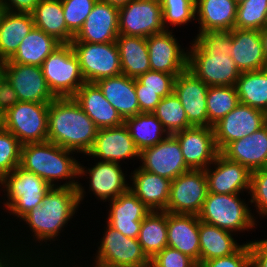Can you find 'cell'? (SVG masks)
Instances as JSON below:
<instances>
[{"label":"cell","mask_w":267,"mask_h":267,"mask_svg":"<svg viewBox=\"0 0 267 267\" xmlns=\"http://www.w3.org/2000/svg\"><path fill=\"white\" fill-rule=\"evenodd\" d=\"M5 78L20 102L50 103L56 97L49 90L41 67L3 62Z\"/></svg>","instance_id":"cell-18"},{"label":"cell","mask_w":267,"mask_h":267,"mask_svg":"<svg viewBox=\"0 0 267 267\" xmlns=\"http://www.w3.org/2000/svg\"><path fill=\"white\" fill-rule=\"evenodd\" d=\"M235 87L240 103L267 112V68L240 73Z\"/></svg>","instance_id":"cell-38"},{"label":"cell","mask_w":267,"mask_h":267,"mask_svg":"<svg viewBox=\"0 0 267 267\" xmlns=\"http://www.w3.org/2000/svg\"><path fill=\"white\" fill-rule=\"evenodd\" d=\"M4 78H5V71L3 67V62L0 61V84Z\"/></svg>","instance_id":"cell-59"},{"label":"cell","mask_w":267,"mask_h":267,"mask_svg":"<svg viewBox=\"0 0 267 267\" xmlns=\"http://www.w3.org/2000/svg\"><path fill=\"white\" fill-rule=\"evenodd\" d=\"M35 27L61 44H70L74 35L67 29L61 0H41L31 12Z\"/></svg>","instance_id":"cell-34"},{"label":"cell","mask_w":267,"mask_h":267,"mask_svg":"<svg viewBox=\"0 0 267 267\" xmlns=\"http://www.w3.org/2000/svg\"><path fill=\"white\" fill-rule=\"evenodd\" d=\"M164 31L160 0H131L119 8V34L147 38Z\"/></svg>","instance_id":"cell-12"},{"label":"cell","mask_w":267,"mask_h":267,"mask_svg":"<svg viewBox=\"0 0 267 267\" xmlns=\"http://www.w3.org/2000/svg\"><path fill=\"white\" fill-rule=\"evenodd\" d=\"M135 92L141 113H152L161 100L157 91L135 90Z\"/></svg>","instance_id":"cell-52"},{"label":"cell","mask_w":267,"mask_h":267,"mask_svg":"<svg viewBox=\"0 0 267 267\" xmlns=\"http://www.w3.org/2000/svg\"><path fill=\"white\" fill-rule=\"evenodd\" d=\"M206 101L208 127H213L240 103L235 86H209Z\"/></svg>","instance_id":"cell-39"},{"label":"cell","mask_w":267,"mask_h":267,"mask_svg":"<svg viewBox=\"0 0 267 267\" xmlns=\"http://www.w3.org/2000/svg\"><path fill=\"white\" fill-rule=\"evenodd\" d=\"M60 45L54 37L34 26L9 61L41 67L44 60Z\"/></svg>","instance_id":"cell-35"},{"label":"cell","mask_w":267,"mask_h":267,"mask_svg":"<svg viewBox=\"0 0 267 267\" xmlns=\"http://www.w3.org/2000/svg\"><path fill=\"white\" fill-rule=\"evenodd\" d=\"M19 102L17 94L9 81L4 78L0 84V116Z\"/></svg>","instance_id":"cell-51"},{"label":"cell","mask_w":267,"mask_h":267,"mask_svg":"<svg viewBox=\"0 0 267 267\" xmlns=\"http://www.w3.org/2000/svg\"><path fill=\"white\" fill-rule=\"evenodd\" d=\"M265 238L246 239L251 255V267H267V235Z\"/></svg>","instance_id":"cell-49"},{"label":"cell","mask_w":267,"mask_h":267,"mask_svg":"<svg viewBox=\"0 0 267 267\" xmlns=\"http://www.w3.org/2000/svg\"><path fill=\"white\" fill-rule=\"evenodd\" d=\"M4 12H5V8H4V6L2 5V2H1V0H0V21H1V18H2V16H3Z\"/></svg>","instance_id":"cell-60"},{"label":"cell","mask_w":267,"mask_h":267,"mask_svg":"<svg viewBox=\"0 0 267 267\" xmlns=\"http://www.w3.org/2000/svg\"><path fill=\"white\" fill-rule=\"evenodd\" d=\"M119 35V8L97 1L71 42H115Z\"/></svg>","instance_id":"cell-23"},{"label":"cell","mask_w":267,"mask_h":267,"mask_svg":"<svg viewBox=\"0 0 267 267\" xmlns=\"http://www.w3.org/2000/svg\"><path fill=\"white\" fill-rule=\"evenodd\" d=\"M96 84L101 89L105 99L124 120L141 113L135 92L134 78L120 74L100 79Z\"/></svg>","instance_id":"cell-30"},{"label":"cell","mask_w":267,"mask_h":267,"mask_svg":"<svg viewBox=\"0 0 267 267\" xmlns=\"http://www.w3.org/2000/svg\"><path fill=\"white\" fill-rule=\"evenodd\" d=\"M224 157L244 165L250 172L267 163V124L258 131L229 143L221 152Z\"/></svg>","instance_id":"cell-27"},{"label":"cell","mask_w":267,"mask_h":267,"mask_svg":"<svg viewBox=\"0 0 267 267\" xmlns=\"http://www.w3.org/2000/svg\"><path fill=\"white\" fill-rule=\"evenodd\" d=\"M160 2L165 30L175 31L176 27L184 30L190 24L196 26L195 0H160Z\"/></svg>","instance_id":"cell-41"},{"label":"cell","mask_w":267,"mask_h":267,"mask_svg":"<svg viewBox=\"0 0 267 267\" xmlns=\"http://www.w3.org/2000/svg\"><path fill=\"white\" fill-rule=\"evenodd\" d=\"M79 155L46 141L21 147L20 166L44 179L51 187H77Z\"/></svg>","instance_id":"cell-5"},{"label":"cell","mask_w":267,"mask_h":267,"mask_svg":"<svg viewBox=\"0 0 267 267\" xmlns=\"http://www.w3.org/2000/svg\"><path fill=\"white\" fill-rule=\"evenodd\" d=\"M115 42L120 56L122 74L136 79L151 70L145 37L119 34Z\"/></svg>","instance_id":"cell-33"},{"label":"cell","mask_w":267,"mask_h":267,"mask_svg":"<svg viewBox=\"0 0 267 267\" xmlns=\"http://www.w3.org/2000/svg\"><path fill=\"white\" fill-rule=\"evenodd\" d=\"M20 141L0 125V180L21 162Z\"/></svg>","instance_id":"cell-44"},{"label":"cell","mask_w":267,"mask_h":267,"mask_svg":"<svg viewBox=\"0 0 267 267\" xmlns=\"http://www.w3.org/2000/svg\"><path fill=\"white\" fill-rule=\"evenodd\" d=\"M98 0H61L67 29L75 36Z\"/></svg>","instance_id":"cell-45"},{"label":"cell","mask_w":267,"mask_h":267,"mask_svg":"<svg viewBox=\"0 0 267 267\" xmlns=\"http://www.w3.org/2000/svg\"><path fill=\"white\" fill-rule=\"evenodd\" d=\"M141 267H154L151 263L145 265V266H141Z\"/></svg>","instance_id":"cell-61"},{"label":"cell","mask_w":267,"mask_h":267,"mask_svg":"<svg viewBox=\"0 0 267 267\" xmlns=\"http://www.w3.org/2000/svg\"><path fill=\"white\" fill-rule=\"evenodd\" d=\"M129 189L151 210L165 211L171 180L145 171L136 165L130 174Z\"/></svg>","instance_id":"cell-26"},{"label":"cell","mask_w":267,"mask_h":267,"mask_svg":"<svg viewBox=\"0 0 267 267\" xmlns=\"http://www.w3.org/2000/svg\"><path fill=\"white\" fill-rule=\"evenodd\" d=\"M239 241L235 233L199 220V266L207 260L232 255L245 243Z\"/></svg>","instance_id":"cell-31"},{"label":"cell","mask_w":267,"mask_h":267,"mask_svg":"<svg viewBox=\"0 0 267 267\" xmlns=\"http://www.w3.org/2000/svg\"><path fill=\"white\" fill-rule=\"evenodd\" d=\"M35 26L31 13L5 11L0 21V61L9 60Z\"/></svg>","instance_id":"cell-32"},{"label":"cell","mask_w":267,"mask_h":267,"mask_svg":"<svg viewBox=\"0 0 267 267\" xmlns=\"http://www.w3.org/2000/svg\"><path fill=\"white\" fill-rule=\"evenodd\" d=\"M236 3H240V2H242V1H244V0H234Z\"/></svg>","instance_id":"cell-62"},{"label":"cell","mask_w":267,"mask_h":267,"mask_svg":"<svg viewBox=\"0 0 267 267\" xmlns=\"http://www.w3.org/2000/svg\"><path fill=\"white\" fill-rule=\"evenodd\" d=\"M21 267H43L42 263H28L25 262Z\"/></svg>","instance_id":"cell-58"},{"label":"cell","mask_w":267,"mask_h":267,"mask_svg":"<svg viewBox=\"0 0 267 267\" xmlns=\"http://www.w3.org/2000/svg\"><path fill=\"white\" fill-rule=\"evenodd\" d=\"M139 164L141 169L171 181L190 170L185 163L180 143L172 134L158 144L143 149Z\"/></svg>","instance_id":"cell-17"},{"label":"cell","mask_w":267,"mask_h":267,"mask_svg":"<svg viewBox=\"0 0 267 267\" xmlns=\"http://www.w3.org/2000/svg\"><path fill=\"white\" fill-rule=\"evenodd\" d=\"M103 230L99 229L98 239H94V244L89 245L95 246V240L97 249L95 253L93 251L88 258L100 264L110 267H141L150 263V259L144 253L138 238H129L123 235L120 231L114 229L106 222L101 224ZM100 238V239H99Z\"/></svg>","instance_id":"cell-8"},{"label":"cell","mask_w":267,"mask_h":267,"mask_svg":"<svg viewBox=\"0 0 267 267\" xmlns=\"http://www.w3.org/2000/svg\"><path fill=\"white\" fill-rule=\"evenodd\" d=\"M194 33L188 41V69L208 86H235L241 72L231 57L232 30Z\"/></svg>","instance_id":"cell-2"},{"label":"cell","mask_w":267,"mask_h":267,"mask_svg":"<svg viewBox=\"0 0 267 267\" xmlns=\"http://www.w3.org/2000/svg\"><path fill=\"white\" fill-rule=\"evenodd\" d=\"M249 196L253 216L263 227L259 221L267 219V171L264 168L251 172Z\"/></svg>","instance_id":"cell-43"},{"label":"cell","mask_w":267,"mask_h":267,"mask_svg":"<svg viewBox=\"0 0 267 267\" xmlns=\"http://www.w3.org/2000/svg\"><path fill=\"white\" fill-rule=\"evenodd\" d=\"M41 69L56 98L73 97L85 83L71 44H61L44 60Z\"/></svg>","instance_id":"cell-9"},{"label":"cell","mask_w":267,"mask_h":267,"mask_svg":"<svg viewBox=\"0 0 267 267\" xmlns=\"http://www.w3.org/2000/svg\"><path fill=\"white\" fill-rule=\"evenodd\" d=\"M237 6L234 0H195L197 33L231 31L235 27ZM199 24V25H198Z\"/></svg>","instance_id":"cell-29"},{"label":"cell","mask_w":267,"mask_h":267,"mask_svg":"<svg viewBox=\"0 0 267 267\" xmlns=\"http://www.w3.org/2000/svg\"><path fill=\"white\" fill-rule=\"evenodd\" d=\"M98 128L73 97L55 98L49 103L47 141L79 156L92 149Z\"/></svg>","instance_id":"cell-3"},{"label":"cell","mask_w":267,"mask_h":267,"mask_svg":"<svg viewBox=\"0 0 267 267\" xmlns=\"http://www.w3.org/2000/svg\"><path fill=\"white\" fill-rule=\"evenodd\" d=\"M70 44L79 60L85 82L96 83L100 79L122 74L116 42Z\"/></svg>","instance_id":"cell-11"},{"label":"cell","mask_w":267,"mask_h":267,"mask_svg":"<svg viewBox=\"0 0 267 267\" xmlns=\"http://www.w3.org/2000/svg\"><path fill=\"white\" fill-rule=\"evenodd\" d=\"M173 135L180 143L189 169L205 170L219 153L213 127H191Z\"/></svg>","instance_id":"cell-22"},{"label":"cell","mask_w":267,"mask_h":267,"mask_svg":"<svg viewBox=\"0 0 267 267\" xmlns=\"http://www.w3.org/2000/svg\"><path fill=\"white\" fill-rule=\"evenodd\" d=\"M24 263L6 237L0 235V267H21Z\"/></svg>","instance_id":"cell-50"},{"label":"cell","mask_w":267,"mask_h":267,"mask_svg":"<svg viewBox=\"0 0 267 267\" xmlns=\"http://www.w3.org/2000/svg\"><path fill=\"white\" fill-rule=\"evenodd\" d=\"M200 267H251V255L248 242L235 253L203 262Z\"/></svg>","instance_id":"cell-48"},{"label":"cell","mask_w":267,"mask_h":267,"mask_svg":"<svg viewBox=\"0 0 267 267\" xmlns=\"http://www.w3.org/2000/svg\"><path fill=\"white\" fill-rule=\"evenodd\" d=\"M101 2L104 3H108L112 6H115L117 8H121L123 6H125L126 4H128L131 0H99Z\"/></svg>","instance_id":"cell-56"},{"label":"cell","mask_w":267,"mask_h":267,"mask_svg":"<svg viewBox=\"0 0 267 267\" xmlns=\"http://www.w3.org/2000/svg\"><path fill=\"white\" fill-rule=\"evenodd\" d=\"M50 188L44 179L20 165L6 174L0 180V235L5 236L15 222L17 224L28 212L39 206Z\"/></svg>","instance_id":"cell-4"},{"label":"cell","mask_w":267,"mask_h":267,"mask_svg":"<svg viewBox=\"0 0 267 267\" xmlns=\"http://www.w3.org/2000/svg\"><path fill=\"white\" fill-rule=\"evenodd\" d=\"M208 194V182L204 170H193L171 181L166 212L198 215Z\"/></svg>","instance_id":"cell-13"},{"label":"cell","mask_w":267,"mask_h":267,"mask_svg":"<svg viewBox=\"0 0 267 267\" xmlns=\"http://www.w3.org/2000/svg\"><path fill=\"white\" fill-rule=\"evenodd\" d=\"M232 38L231 57L241 73L267 68V58L259 30L234 28Z\"/></svg>","instance_id":"cell-24"},{"label":"cell","mask_w":267,"mask_h":267,"mask_svg":"<svg viewBox=\"0 0 267 267\" xmlns=\"http://www.w3.org/2000/svg\"><path fill=\"white\" fill-rule=\"evenodd\" d=\"M208 192L214 194H249L251 172L220 152L205 170Z\"/></svg>","instance_id":"cell-20"},{"label":"cell","mask_w":267,"mask_h":267,"mask_svg":"<svg viewBox=\"0 0 267 267\" xmlns=\"http://www.w3.org/2000/svg\"><path fill=\"white\" fill-rule=\"evenodd\" d=\"M174 31L153 34L147 37L150 69L178 76L188 68V47ZM180 40V41H179ZM181 44H180V43Z\"/></svg>","instance_id":"cell-15"},{"label":"cell","mask_w":267,"mask_h":267,"mask_svg":"<svg viewBox=\"0 0 267 267\" xmlns=\"http://www.w3.org/2000/svg\"><path fill=\"white\" fill-rule=\"evenodd\" d=\"M138 241L150 260L167 247L166 211H151L142 220Z\"/></svg>","instance_id":"cell-37"},{"label":"cell","mask_w":267,"mask_h":267,"mask_svg":"<svg viewBox=\"0 0 267 267\" xmlns=\"http://www.w3.org/2000/svg\"><path fill=\"white\" fill-rule=\"evenodd\" d=\"M152 113L162 123L168 134L173 135L179 131L193 127L188 122L185 110L174 92L161 98Z\"/></svg>","instance_id":"cell-40"},{"label":"cell","mask_w":267,"mask_h":267,"mask_svg":"<svg viewBox=\"0 0 267 267\" xmlns=\"http://www.w3.org/2000/svg\"><path fill=\"white\" fill-rule=\"evenodd\" d=\"M104 206L103 222L129 238H138L142 220L151 212L130 189Z\"/></svg>","instance_id":"cell-19"},{"label":"cell","mask_w":267,"mask_h":267,"mask_svg":"<svg viewBox=\"0 0 267 267\" xmlns=\"http://www.w3.org/2000/svg\"><path fill=\"white\" fill-rule=\"evenodd\" d=\"M79 210L81 213V210L87 209L80 207L77 187H51L42 203L28 212L5 237L24 262L42 263L50 259H64L76 253L73 251L75 247L71 249L72 244L66 243L68 239H73L72 236L67 238L64 234L70 228L74 230L73 227L76 228L75 225L80 222V218L76 217H80Z\"/></svg>","instance_id":"cell-1"},{"label":"cell","mask_w":267,"mask_h":267,"mask_svg":"<svg viewBox=\"0 0 267 267\" xmlns=\"http://www.w3.org/2000/svg\"><path fill=\"white\" fill-rule=\"evenodd\" d=\"M167 246L179 250L199 265V218L167 212Z\"/></svg>","instance_id":"cell-25"},{"label":"cell","mask_w":267,"mask_h":267,"mask_svg":"<svg viewBox=\"0 0 267 267\" xmlns=\"http://www.w3.org/2000/svg\"><path fill=\"white\" fill-rule=\"evenodd\" d=\"M82 157L84 160L79 161L78 179L80 180H78L77 186L78 200L81 208L83 204L84 208L85 202L90 204L92 199L89 200V195L91 198L95 197L94 200L96 199L98 203L100 201V204L102 205L129 190L130 180L128 179H130V176L128 174H130L131 169H127L128 167H126V165L123 166L113 162L90 159L88 154L83 155ZM93 160L94 163H90ZM86 161H88V166H84Z\"/></svg>","instance_id":"cell-6"},{"label":"cell","mask_w":267,"mask_h":267,"mask_svg":"<svg viewBox=\"0 0 267 267\" xmlns=\"http://www.w3.org/2000/svg\"><path fill=\"white\" fill-rule=\"evenodd\" d=\"M135 146L141 152L163 141L169 134L153 113H140L124 121Z\"/></svg>","instance_id":"cell-36"},{"label":"cell","mask_w":267,"mask_h":267,"mask_svg":"<svg viewBox=\"0 0 267 267\" xmlns=\"http://www.w3.org/2000/svg\"><path fill=\"white\" fill-rule=\"evenodd\" d=\"M150 263L154 267H196L198 264L189 256L172 247H165Z\"/></svg>","instance_id":"cell-47"},{"label":"cell","mask_w":267,"mask_h":267,"mask_svg":"<svg viewBox=\"0 0 267 267\" xmlns=\"http://www.w3.org/2000/svg\"><path fill=\"white\" fill-rule=\"evenodd\" d=\"M41 0H1L5 11L31 13Z\"/></svg>","instance_id":"cell-53"},{"label":"cell","mask_w":267,"mask_h":267,"mask_svg":"<svg viewBox=\"0 0 267 267\" xmlns=\"http://www.w3.org/2000/svg\"><path fill=\"white\" fill-rule=\"evenodd\" d=\"M176 76L160 71L150 70L135 79V90L157 91L161 98L174 91Z\"/></svg>","instance_id":"cell-46"},{"label":"cell","mask_w":267,"mask_h":267,"mask_svg":"<svg viewBox=\"0 0 267 267\" xmlns=\"http://www.w3.org/2000/svg\"><path fill=\"white\" fill-rule=\"evenodd\" d=\"M98 129L124 124L118 111L105 99L96 83L85 82L73 96Z\"/></svg>","instance_id":"cell-28"},{"label":"cell","mask_w":267,"mask_h":267,"mask_svg":"<svg viewBox=\"0 0 267 267\" xmlns=\"http://www.w3.org/2000/svg\"><path fill=\"white\" fill-rule=\"evenodd\" d=\"M198 218L205 223L233 232L237 236L241 235L240 238L243 242L246 241L242 238L248 237L252 232L256 233V229L261 227L253 216L249 194L208 192ZM246 232L248 235L245 234Z\"/></svg>","instance_id":"cell-7"},{"label":"cell","mask_w":267,"mask_h":267,"mask_svg":"<svg viewBox=\"0 0 267 267\" xmlns=\"http://www.w3.org/2000/svg\"><path fill=\"white\" fill-rule=\"evenodd\" d=\"M88 155L98 161L113 162L123 166L128 163V168H130L129 163L132 165L133 162L134 168L137 163L139 165L140 160V151L135 146L125 123L117 127L98 129L94 145Z\"/></svg>","instance_id":"cell-14"},{"label":"cell","mask_w":267,"mask_h":267,"mask_svg":"<svg viewBox=\"0 0 267 267\" xmlns=\"http://www.w3.org/2000/svg\"><path fill=\"white\" fill-rule=\"evenodd\" d=\"M209 86L188 68L179 74L174 83V93L180 100L188 122L193 127H208L207 91Z\"/></svg>","instance_id":"cell-21"},{"label":"cell","mask_w":267,"mask_h":267,"mask_svg":"<svg viewBox=\"0 0 267 267\" xmlns=\"http://www.w3.org/2000/svg\"><path fill=\"white\" fill-rule=\"evenodd\" d=\"M49 103L17 102L0 116V125L22 145L42 143L48 137Z\"/></svg>","instance_id":"cell-10"},{"label":"cell","mask_w":267,"mask_h":267,"mask_svg":"<svg viewBox=\"0 0 267 267\" xmlns=\"http://www.w3.org/2000/svg\"><path fill=\"white\" fill-rule=\"evenodd\" d=\"M266 124V113L239 103L213 126L215 144L221 152L229 143L248 136Z\"/></svg>","instance_id":"cell-16"},{"label":"cell","mask_w":267,"mask_h":267,"mask_svg":"<svg viewBox=\"0 0 267 267\" xmlns=\"http://www.w3.org/2000/svg\"><path fill=\"white\" fill-rule=\"evenodd\" d=\"M82 245V247H85V249L83 248L80 252H79V250H76L77 252H76V254L74 253V254H71V255H68L67 257H65L64 258V260L71 266V267H110V266H106V265H103V264H100V263H98V262H95V261H93L92 259H89L88 257H84L85 255H83V253L84 254H86V256H87V253H88V251H89V249H91V248H93V247H88V248H86V246L85 245H87V243L86 244H81ZM87 249H88V251H87ZM84 251V252H83ZM85 251L87 252V253H85ZM79 252V253H78ZM77 253L79 254V256L77 255ZM82 253V254H81ZM81 254V255H80ZM82 255H83V257H82ZM71 257V258H70ZM84 258V259H87V260H84V259H82V258ZM78 259H80V260H78ZM90 261H89V260ZM68 260V261H67ZM82 260V261H81ZM77 262V263H76ZM87 262V263H86ZM84 263V264H83Z\"/></svg>","instance_id":"cell-54"},{"label":"cell","mask_w":267,"mask_h":267,"mask_svg":"<svg viewBox=\"0 0 267 267\" xmlns=\"http://www.w3.org/2000/svg\"><path fill=\"white\" fill-rule=\"evenodd\" d=\"M261 32V38L263 42L264 54L267 58V28H264Z\"/></svg>","instance_id":"cell-57"},{"label":"cell","mask_w":267,"mask_h":267,"mask_svg":"<svg viewBox=\"0 0 267 267\" xmlns=\"http://www.w3.org/2000/svg\"><path fill=\"white\" fill-rule=\"evenodd\" d=\"M43 267H71L64 259H50L42 262Z\"/></svg>","instance_id":"cell-55"},{"label":"cell","mask_w":267,"mask_h":267,"mask_svg":"<svg viewBox=\"0 0 267 267\" xmlns=\"http://www.w3.org/2000/svg\"><path fill=\"white\" fill-rule=\"evenodd\" d=\"M267 0H244L237 6L234 28L263 30L266 28Z\"/></svg>","instance_id":"cell-42"}]
</instances>
